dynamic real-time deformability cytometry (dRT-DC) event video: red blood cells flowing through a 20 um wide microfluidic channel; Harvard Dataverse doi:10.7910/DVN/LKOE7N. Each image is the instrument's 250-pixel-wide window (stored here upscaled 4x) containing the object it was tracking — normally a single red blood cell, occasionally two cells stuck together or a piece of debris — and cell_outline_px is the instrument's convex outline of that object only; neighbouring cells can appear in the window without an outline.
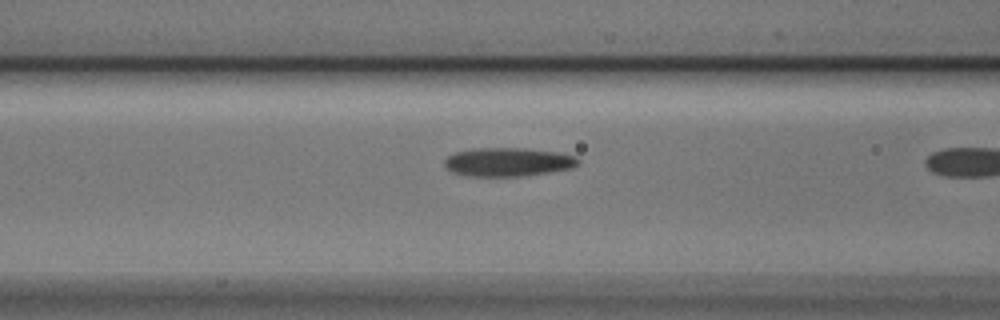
{"species": "Egyptian fruit bat (a non-hibernating species)", "species_latin": "Rousettus aegyptiacus", "temperature_condition": "cold", "stored_images_in_passage": 18, "camera_frame_rate_fps": 3000, "um_per_image_px": 0.085, "animal": {"sex": "male"}, "frame": {"image": 1, "passage_image": 17, "time_ms": 5.333, "image_size_px": [1000, 320], "cell_outline_px": [[580, 164], [572, 168], [548, 172], [520, 176], [468, 176], [452, 172], [444, 164], [444, 160], [448, 156], [456, 152], [472, 148], [524, 148], [560, 152], [572, 156], [580, 160]], "centroid_in_image_um": [43.18, 13.76], "position_along_channel_um": 123.4, "area_um2": 22.31}}